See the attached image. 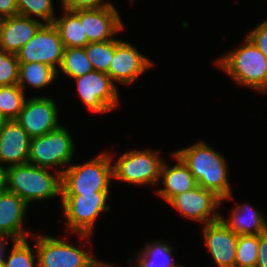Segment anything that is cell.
Returning <instances> with one entry per match:
<instances>
[{"mask_svg":"<svg viewBox=\"0 0 267 267\" xmlns=\"http://www.w3.org/2000/svg\"><path fill=\"white\" fill-rule=\"evenodd\" d=\"M18 15L17 0H0V18Z\"/></svg>","mask_w":267,"mask_h":267,"instance_id":"obj_33","label":"cell"},{"mask_svg":"<svg viewBox=\"0 0 267 267\" xmlns=\"http://www.w3.org/2000/svg\"><path fill=\"white\" fill-rule=\"evenodd\" d=\"M5 238L7 240L10 237L7 236V235H4V234H0V263H3L4 250H5V247H6V243H8V242H6V240H4ZM3 240L5 241V243H4Z\"/></svg>","mask_w":267,"mask_h":267,"instance_id":"obj_35","label":"cell"},{"mask_svg":"<svg viewBox=\"0 0 267 267\" xmlns=\"http://www.w3.org/2000/svg\"><path fill=\"white\" fill-rule=\"evenodd\" d=\"M173 155L177 160V164L168 168L165 162L162 163L160 180L163 178L162 183L164 184V188L162 187V189L156 191L166 202H169L173 197L192 190L197 186V182L188 166L178 155L175 153H173Z\"/></svg>","mask_w":267,"mask_h":267,"instance_id":"obj_19","label":"cell"},{"mask_svg":"<svg viewBox=\"0 0 267 267\" xmlns=\"http://www.w3.org/2000/svg\"><path fill=\"white\" fill-rule=\"evenodd\" d=\"M97 267H113V266H111V264H107V263H101L99 266H97Z\"/></svg>","mask_w":267,"mask_h":267,"instance_id":"obj_38","label":"cell"},{"mask_svg":"<svg viewBox=\"0 0 267 267\" xmlns=\"http://www.w3.org/2000/svg\"><path fill=\"white\" fill-rule=\"evenodd\" d=\"M245 205H238L232 210L227 221L220 215L222 223L236 235H261L267 232V222L259 211Z\"/></svg>","mask_w":267,"mask_h":267,"instance_id":"obj_20","label":"cell"},{"mask_svg":"<svg viewBox=\"0 0 267 267\" xmlns=\"http://www.w3.org/2000/svg\"><path fill=\"white\" fill-rule=\"evenodd\" d=\"M31 138L15 120H6L0 126V168L28 163Z\"/></svg>","mask_w":267,"mask_h":267,"instance_id":"obj_16","label":"cell"},{"mask_svg":"<svg viewBox=\"0 0 267 267\" xmlns=\"http://www.w3.org/2000/svg\"><path fill=\"white\" fill-rule=\"evenodd\" d=\"M256 267H267V232L260 235Z\"/></svg>","mask_w":267,"mask_h":267,"instance_id":"obj_34","label":"cell"},{"mask_svg":"<svg viewBox=\"0 0 267 267\" xmlns=\"http://www.w3.org/2000/svg\"><path fill=\"white\" fill-rule=\"evenodd\" d=\"M150 243L144 245L142 254L136 258L137 267H181L171 258V246L163 241Z\"/></svg>","mask_w":267,"mask_h":267,"instance_id":"obj_23","label":"cell"},{"mask_svg":"<svg viewBox=\"0 0 267 267\" xmlns=\"http://www.w3.org/2000/svg\"><path fill=\"white\" fill-rule=\"evenodd\" d=\"M52 0H17L18 15L33 18V14L42 18L43 23L54 22Z\"/></svg>","mask_w":267,"mask_h":267,"instance_id":"obj_29","label":"cell"},{"mask_svg":"<svg viewBox=\"0 0 267 267\" xmlns=\"http://www.w3.org/2000/svg\"><path fill=\"white\" fill-rule=\"evenodd\" d=\"M152 65V61L140 54L130 43L118 39L107 74L113 83L117 81L129 85Z\"/></svg>","mask_w":267,"mask_h":267,"instance_id":"obj_13","label":"cell"},{"mask_svg":"<svg viewBox=\"0 0 267 267\" xmlns=\"http://www.w3.org/2000/svg\"><path fill=\"white\" fill-rule=\"evenodd\" d=\"M57 176L49 169L29 163L4 168V189L22 198L28 205L62 195V171Z\"/></svg>","mask_w":267,"mask_h":267,"instance_id":"obj_2","label":"cell"},{"mask_svg":"<svg viewBox=\"0 0 267 267\" xmlns=\"http://www.w3.org/2000/svg\"><path fill=\"white\" fill-rule=\"evenodd\" d=\"M247 37L267 57V20L255 27V29H253Z\"/></svg>","mask_w":267,"mask_h":267,"instance_id":"obj_32","label":"cell"},{"mask_svg":"<svg viewBox=\"0 0 267 267\" xmlns=\"http://www.w3.org/2000/svg\"><path fill=\"white\" fill-rule=\"evenodd\" d=\"M162 163L158 152L149 149L125 152L113 164L114 179L134 185H158Z\"/></svg>","mask_w":267,"mask_h":267,"instance_id":"obj_8","label":"cell"},{"mask_svg":"<svg viewBox=\"0 0 267 267\" xmlns=\"http://www.w3.org/2000/svg\"><path fill=\"white\" fill-rule=\"evenodd\" d=\"M59 68L73 79L94 71L84 47L64 48Z\"/></svg>","mask_w":267,"mask_h":267,"instance_id":"obj_24","label":"cell"},{"mask_svg":"<svg viewBox=\"0 0 267 267\" xmlns=\"http://www.w3.org/2000/svg\"><path fill=\"white\" fill-rule=\"evenodd\" d=\"M15 121L33 139L60 127L54 100L47 97L26 99Z\"/></svg>","mask_w":267,"mask_h":267,"instance_id":"obj_11","label":"cell"},{"mask_svg":"<svg viewBox=\"0 0 267 267\" xmlns=\"http://www.w3.org/2000/svg\"><path fill=\"white\" fill-rule=\"evenodd\" d=\"M36 244L38 267H97L102 261L96 260L92 253L67 243L63 238L33 235Z\"/></svg>","mask_w":267,"mask_h":267,"instance_id":"obj_6","label":"cell"},{"mask_svg":"<svg viewBox=\"0 0 267 267\" xmlns=\"http://www.w3.org/2000/svg\"><path fill=\"white\" fill-rule=\"evenodd\" d=\"M64 45L60 34L53 23H44L36 35L16 53L19 63H45L59 74Z\"/></svg>","mask_w":267,"mask_h":267,"instance_id":"obj_9","label":"cell"},{"mask_svg":"<svg viewBox=\"0 0 267 267\" xmlns=\"http://www.w3.org/2000/svg\"><path fill=\"white\" fill-rule=\"evenodd\" d=\"M53 24L60 34L64 48L86 47L90 42L80 22V10L66 11Z\"/></svg>","mask_w":267,"mask_h":267,"instance_id":"obj_21","label":"cell"},{"mask_svg":"<svg viewBox=\"0 0 267 267\" xmlns=\"http://www.w3.org/2000/svg\"><path fill=\"white\" fill-rule=\"evenodd\" d=\"M62 8L66 11H76L80 9H98L112 6V3H105L104 0H61Z\"/></svg>","mask_w":267,"mask_h":267,"instance_id":"obj_31","label":"cell"},{"mask_svg":"<svg viewBox=\"0 0 267 267\" xmlns=\"http://www.w3.org/2000/svg\"><path fill=\"white\" fill-rule=\"evenodd\" d=\"M27 208L22 198L3 189L0 192V234L9 236L12 241L32 236L29 231L24 233L22 225Z\"/></svg>","mask_w":267,"mask_h":267,"instance_id":"obj_18","label":"cell"},{"mask_svg":"<svg viewBox=\"0 0 267 267\" xmlns=\"http://www.w3.org/2000/svg\"><path fill=\"white\" fill-rule=\"evenodd\" d=\"M18 84L0 87V111L6 120H15L26 101Z\"/></svg>","mask_w":267,"mask_h":267,"instance_id":"obj_25","label":"cell"},{"mask_svg":"<svg viewBox=\"0 0 267 267\" xmlns=\"http://www.w3.org/2000/svg\"><path fill=\"white\" fill-rule=\"evenodd\" d=\"M57 76V71L45 63H19L18 86L24 91L25 83L33 88H43Z\"/></svg>","mask_w":267,"mask_h":267,"instance_id":"obj_22","label":"cell"},{"mask_svg":"<svg viewBox=\"0 0 267 267\" xmlns=\"http://www.w3.org/2000/svg\"><path fill=\"white\" fill-rule=\"evenodd\" d=\"M109 192L82 193V195H61L63 213L68 229L79 234L80 239L89 237L101 212L109 210L106 201Z\"/></svg>","mask_w":267,"mask_h":267,"instance_id":"obj_5","label":"cell"},{"mask_svg":"<svg viewBox=\"0 0 267 267\" xmlns=\"http://www.w3.org/2000/svg\"><path fill=\"white\" fill-rule=\"evenodd\" d=\"M112 155L102 153L80 165H71L62 170V195L109 192V183L114 178Z\"/></svg>","mask_w":267,"mask_h":267,"instance_id":"obj_4","label":"cell"},{"mask_svg":"<svg viewBox=\"0 0 267 267\" xmlns=\"http://www.w3.org/2000/svg\"><path fill=\"white\" fill-rule=\"evenodd\" d=\"M84 48L94 70L107 73L116 49V40L91 42Z\"/></svg>","mask_w":267,"mask_h":267,"instance_id":"obj_26","label":"cell"},{"mask_svg":"<svg viewBox=\"0 0 267 267\" xmlns=\"http://www.w3.org/2000/svg\"><path fill=\"white\" fill-rule=\"evenodd\" d=\"M44 23L21 15L2 18L0 22V51L16 54L31 40Z\"/></svg>","mask_w":267,"mask_h":267,"instance_id":"obj_17","label":"cell"},{"mask_svg":"<svg viewBox=\"0 0 267 267\" xmlns=\"http://www.w3.org/2000/svg\"><path fill=\"white\" fill-rule=\"evenodd\" d=\"M243 43L215 63L237 83L266 92L267 57L247 36Z\"/></svg>","mask_w":267,"mask_h":267,"instance_id":"obj_3","label":"cell"},{"mask_svg":"<svg viewBox=\"0 0 267 267\" xmlns=\"http://www.w3.org/2000/svg\"><path fill=\"white\" fill-rule=\"evenodd\" d=\"M204 226L205 243L216 265L235 267L238 235L228 229L220 219Z\"/></svg>","mask_w":267,"mask_h":267,"instance_id":"obj_15","label":"cell"},{"mask_svg":"<svg viewBox=\"0 0 267 267\" xmlns=\"http://www.w3.org/2000/svg\"><path fill=\"white\" fill-rule=\"evenodd\" d=\"M4 189V169L0 168V192Z\"/></svg>","mask_w":267,"mask_h":267,"instance_id":"obj_36","label":"cell"},{"mask_svg":"<svg viewBox=\"0 0 267 267\" xmlns=\"http://www.w3.org/2000/svg\"><path fill=\"white\" fill-rule=\"evenodd\" d=\"M5 121H6V119L4 118V116L2 115V113L0 111V126H2Z\"/></svg>","mask_w":267,"mask_h":267,"instance_id":"obj_37","label":"cell"},{"mask_svg":"<svg viewBox=\"0 0 267 267\" xmlns=\"http://www.w3.org/2000/svg\"><path fill=\"white\" fill-rule=\"evenodd\" d=\"M28 241L14 240L13 248L7 259H3L4 267H38L37 253H34Z\"/></svg>","mask_w":267,"mask_h":267,"instance_id":"obj_28","label":"cell"},{"mask_svg":"<svg viewBox=\"0 0 267 267\" xmlns=\"http://www.w3.org/2000/svg\"><path fill=\"white\" fill-rule=\"evenodd\" d=\"M121 20L113 5L98 9H80V22L90 43L114 39L113 36L124 29Z\"/></svg>","mask_w":267,"mask_h":267,"instance_id":"obj_14","label":"cell"},{"mask_svg":"<svg viewBox=\"0 0 267 267\" xmlns=\"http://www.w3.org/2000/svg\"><path fill=\"white\" fill-rule=\"evenodd\" d=\"M74 142L68 130L58 127L45 135L31 139L28 163L49 169L71 163Z\"/></svg>","mask_w":267,"mask_h":267,"instance_id":"obj_7","label":"cell"},{"mask_svg":"<svg viewBox=\"0 0 267 267\" xmlns=\"http://www.w3.org/2000/svg\"><path fill=\"white\" fill-rule=\"evenodd\" d=\"M19 61L16 54L0 51V87L18 84Z\"/></svg>","mask_w":267,"mask_h":267,"instance_id":"obj_30","label":"cell"},{"mask_svg":"<svg viewBox=\"0 0 267 267\" xmlns=\"http://www.w3.org/2000/svg\"><path fill=\"white\" fill-rule=\"evenodd\" d=\"M221 202L222 200L212 191L197 185L192 190L173 197L168 203L183 217L207 224L219 220L220 213L214 211Z\"/></svg>","mask_w":267,"mask_h":267,"instance_id":"obj_12","label":"cell"},{"mask_svg":"<svg viewBox=\"0 0 267 267\" xmlns=\"http://www.w3.org/2000/svg\"><path fill=\"white\" fill-rule=\"evenodd\" d=\"M74 79L80 98L88 110L107 113L119 104L118 89L107 73L94 70Z\"/></svg>","mask_w":267,"mask_h":267,"instance_id":"obj_10","label":"cell"},{"mask_svg":"<svg viewBox=\"0 0 267 267\" xmlns=\"http://www.w3.org/2000/svg\"><path fill=\"white\" fill-rule=\"evenodd\" d=\"M174 153L188 166L197 185L212 191L222 201L232 197L227 177L228 166L220 153L203 141Z\"/></svg>","mask_w":267,"mask_h":267,"instance_id":"obj_1","label":"cell"},{"mask_svg":"<svg viewBox=\"0 0 267 267\" xmlns=\"http://www.w3.org/2000/svg\"><path fill=\"white\" fill-rule=\"evenodd\" d=\"M260 235H238L235 267H256Z\"/></svg>","mask_w":267,"mask_h":267,"instance_id":"obj_27","label":"cell"}]
</instances>
